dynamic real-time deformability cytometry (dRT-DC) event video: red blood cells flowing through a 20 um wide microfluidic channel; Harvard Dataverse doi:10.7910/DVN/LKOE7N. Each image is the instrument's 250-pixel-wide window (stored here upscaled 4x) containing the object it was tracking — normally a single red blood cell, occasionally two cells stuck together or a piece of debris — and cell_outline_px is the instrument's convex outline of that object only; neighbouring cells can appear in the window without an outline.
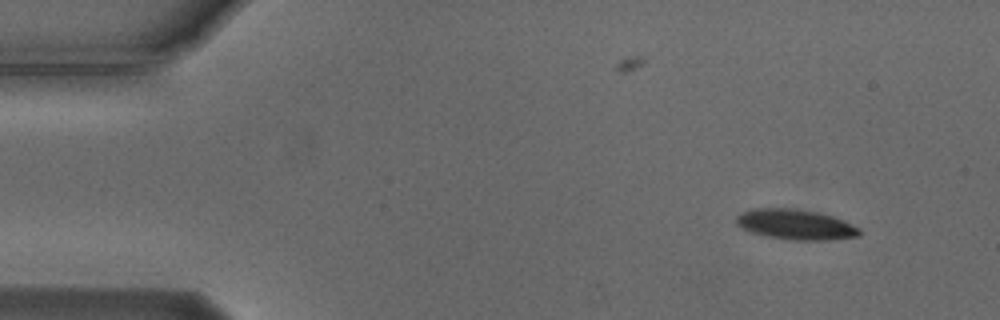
{"species": "Egyptian fruit bat (a non-hibernating species)", "species_latin": "Rousettus aegyptiacus", "temperature_condition": "cold", "stored_images_in_passage": 50, "camera_frame_rate_fps": 3000, "um_per_image_px": 0.085, "animal": {"sex": "male"}, "frame": {"image": 1, "passage_image": 1, "time_ms": 0.0, "image_size_px": [1000, 320], "cell_outline_px": [[860, 236], [832, 240], [792, 240], [768, 236], [752, 232], [736, 224], [736, 216], [740, 212], [752, 208], [796, 208], [820, 212], [844, 220], [860, 228]], "centroid_in_image_um": [67.65, 19.07], "position_along_channel_um": 17.4, "area_um2": 21.91}}
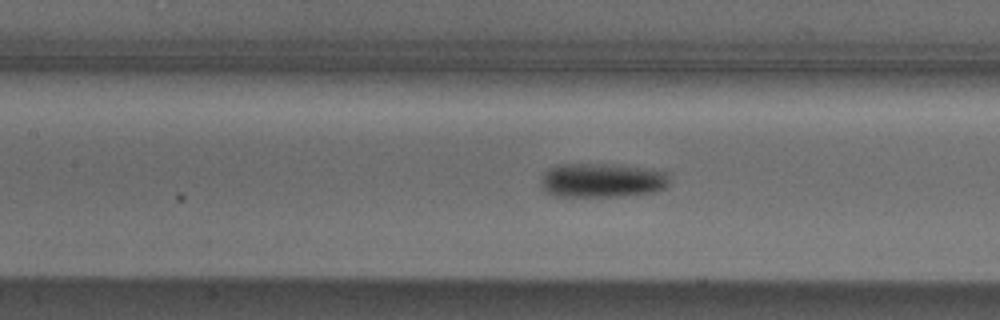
{"frame": {"image": 2, "passage_image": 20, "time_ms": 6.333, "image_size_px": [1000, 320], "cell_outline_px": [[672, 180], [664, 188], [656, 192], [624, 196], [556, 196], [544, 192], [540, 184], [540, 176], [548, 168], [560, 164], [604, 164], [640, 168], [668, 172]], "centroid_in_image_um": [51.15, 15.34], "position_along_channel_um": 156.3, "area_um2": 25.89}}
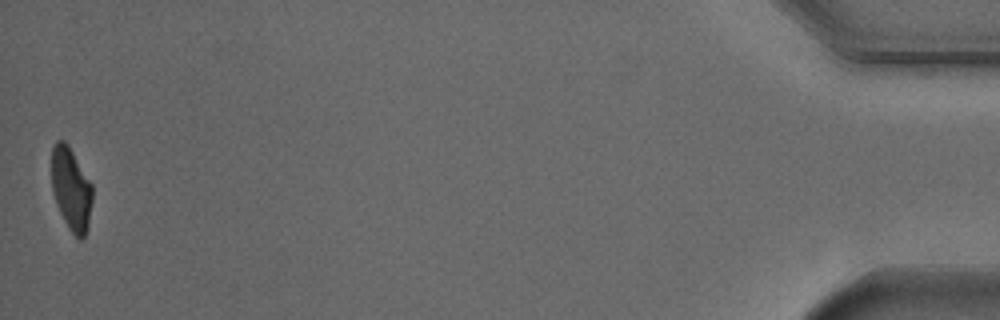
{"frame": {"image": 3, "passage_image": 50, "time_ms": 16.333, "image_size_px": [1000, 320], "cell_outline_px": [[92, 200], [88, 228], [84, 236], [80, 240], [68, 228], [56, 204], [52, 192], [52, 148], [56, 140], [64, 140], [68, 144], [92, 184]], "centroid_in_image_um": [6.04, 16.06], "position_along_channel_um": 429.2, "area_um2": 19.71}, "authors_computed_cell_mechanics": {"area_um2": 22.9177, "velocity_mm_per_s": 3.726, "shape_relaxation_time_tau1_ms": 2.7749, "shape_relaxation_time_tau2_ms": 4.4162, "deformation_change_tau1": 0.1176, "deformation_change_tau2": 0.1026}}